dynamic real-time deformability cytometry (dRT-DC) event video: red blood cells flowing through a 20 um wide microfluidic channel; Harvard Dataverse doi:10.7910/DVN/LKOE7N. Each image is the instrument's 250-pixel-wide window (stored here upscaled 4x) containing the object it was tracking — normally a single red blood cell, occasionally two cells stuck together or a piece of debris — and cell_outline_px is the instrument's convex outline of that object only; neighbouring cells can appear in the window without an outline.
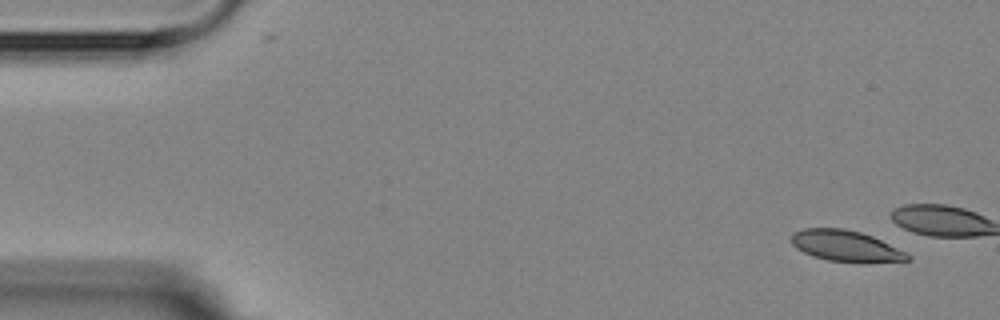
{"species": "Egyptian fruit bat (a non-hibernating species)", "species_latin": "Rousettus aegyptiacus", "temperature_condition": "room temperature", "stored_images_in_passage": 5, "camera_frame_rate_fps": 3000, "um_per_image_px": 0.085, "animal": {"sex": "female"}, "frame": {"image": 1, "passage_image": 1, "time_ms": 0.0, "image_size_px": [1000, 320], "cell_outline_px": [[912, 256], [908, 260], [828, 260], [812, 256], [796, 248], [792, 244], [792, 232], [804, 228], [844, 228], [860, 232], [872, 236], [908, 252]], "centroid_in_image_um": [71.84, 20.85], "position_along_channel_um": 13.2, "area_um2": 20.29}}